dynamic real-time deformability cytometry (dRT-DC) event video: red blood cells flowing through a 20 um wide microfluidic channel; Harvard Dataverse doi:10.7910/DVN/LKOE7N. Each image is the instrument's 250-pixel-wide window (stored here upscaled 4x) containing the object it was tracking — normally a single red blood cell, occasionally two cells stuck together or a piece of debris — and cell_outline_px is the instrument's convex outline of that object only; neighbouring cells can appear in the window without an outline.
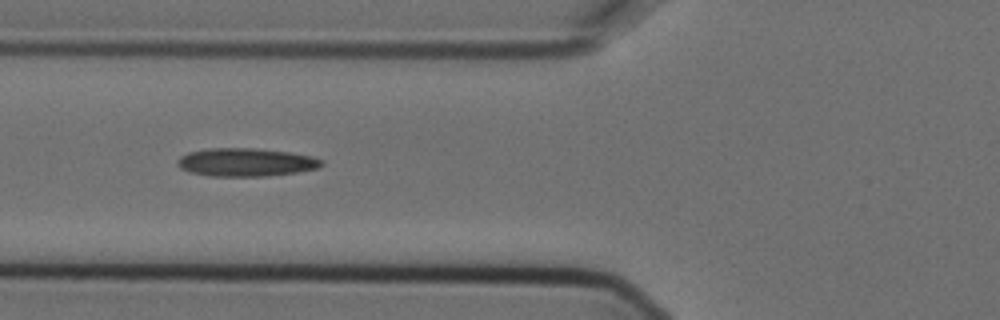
{"species": "Egyptian fruit bat (a non-hibernating species)", "species_latin": "Rousettus aegyptiacus", "temperature_condition": "cold", "stored_images_in_passage": 9, "camera_frame_rate_fps": 3000, "um_per_image_px": 0.085, "animal": {"sex": "female"}, "frame": {"image": 1, "passage_image": 6, "time_ms": 1.667, "image_size_px": [1000, 320], "cell_outline_px": [[324, 164], [320, 168], [296, 172], [264, 176], [208, 176], [188, 172], [180, 168], [176, 164], [176, 160], [180, 156], [188, 152], [208, 148], [252, 148], [288, 152], [312, 156], [324, 160]], "centroid_in_image_um": [20.87, 13.79], "position_along_channel_um": 104.9, "area_um2": 23.87}}
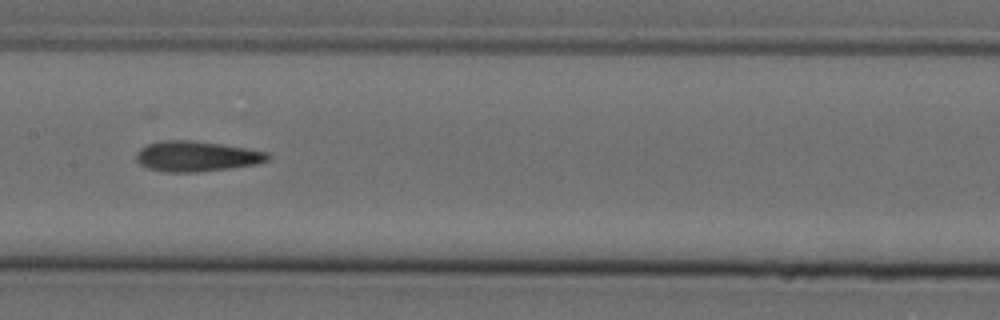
{"frame": {"image": 2, "passage_image": 8, "time_ms": 2.333, "image_size_px": [1000, 320], "cell_outline_px": [[268, 160], [260, 164], [196, 172], [164, 172], [148, 168], [140, 164], [136, 160], [136, 152], [140, 148], [148, 144], [160, 140], [188, 140], [220, 144], [268, 152]], "centroid_in_image_um": [16.67, 13.29], "position_along_channel_um": 190.7, "area_um2": 23.18}}
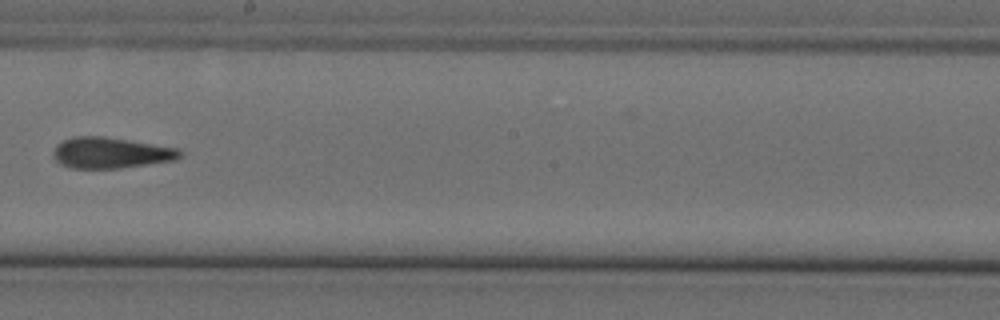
{"frame": {"image": 3, "passage_image": 9, "time_ms": 2.667, "image_size_px": [1000, 320], "cell_outline_px": [[184, 156], [176, 160], [120, 168], [72, 168], [60, 164], [52, 156], [52, 152], [56, 144], [72, 136], [100, 136], [180, 148], [184, 152]], "centroid_in_image_um": [9.43, 12.99], "position_along_channel_um": 238.8, "area_um2": 23.0}}